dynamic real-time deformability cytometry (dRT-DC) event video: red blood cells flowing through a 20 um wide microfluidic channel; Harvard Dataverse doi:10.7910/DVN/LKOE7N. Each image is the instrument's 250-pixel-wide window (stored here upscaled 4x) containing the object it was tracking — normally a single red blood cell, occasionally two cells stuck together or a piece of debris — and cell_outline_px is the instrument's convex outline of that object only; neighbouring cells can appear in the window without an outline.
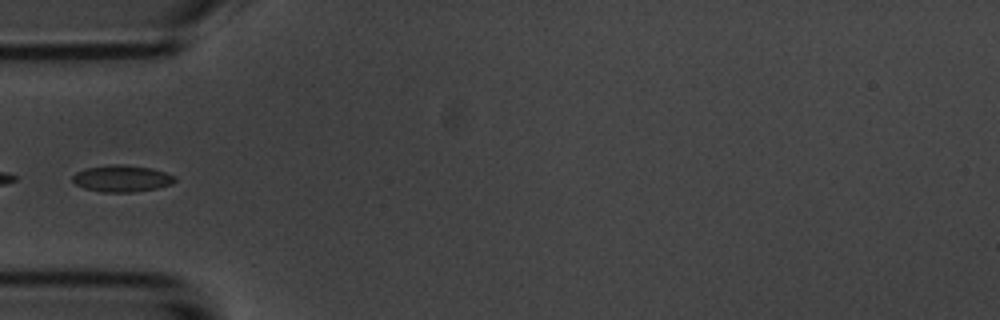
{"species": "common noctule bat (a hibernating species)", "species_latin": "Nyctalus noctula", "temperature_condition": "room temperature", "stored_images_in_passage": 4, "camera_frame_rate_fps": 3000, "um_per_image_px": 0.085, "animal": {"sex": "male", "body_mass_g": 20.1, "forearm_length_mm": 53.5}, "frame": {"image": 1, "passage_image": 4, "time_ms": 3.333, "image_size_px": [1000, 320], "cell_outline_px": [[176, 180], [172, 184], [156, 188], [132, 192], [100, 192], [84, 188], [76, 184], [72, 180], [72, 176], [76, 172], [84, 168], [112, 164], [120, 164], [152, 168], [176, 176]], "centroid_in_image_um": [10.34, 15.17], "position_along_channel_um": 74.7, "area_um2": 15.95}}